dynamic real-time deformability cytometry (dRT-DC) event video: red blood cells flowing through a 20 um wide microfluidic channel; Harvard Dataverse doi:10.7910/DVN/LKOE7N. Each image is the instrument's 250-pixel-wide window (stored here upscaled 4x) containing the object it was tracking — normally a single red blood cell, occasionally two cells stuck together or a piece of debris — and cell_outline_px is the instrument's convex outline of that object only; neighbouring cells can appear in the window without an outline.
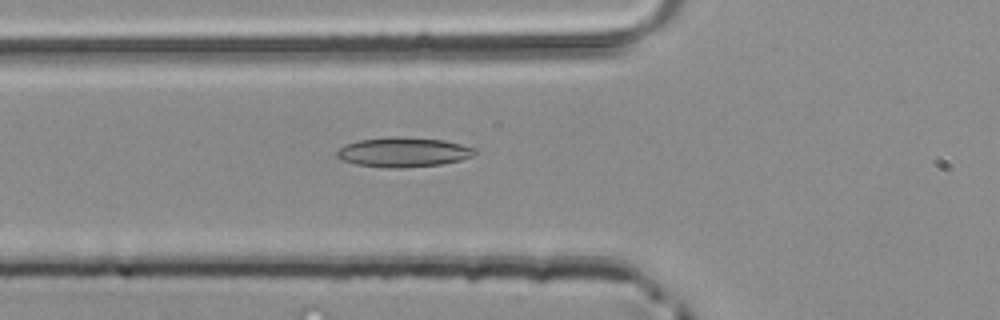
{"species": "common noctule bat (a hibernating species)", "species_latin": "Nyctalus noctula", "temperature_condition": "room temperature", "stored_images_in_passage": 36, "camera_frame_rate_fps": 3000, "um_per_image_px": 0.085, "animal": {"sex": "male", "body_mass_g": 20.4}, "frame": {"image": 1, "passage_image": 5, "time_ms": 1.333, "image_size_px": [1000, 320], "cell_outline_px": [[476, 152], [472, 156], [460, 160], [440, 164], [404, 168], [388, 168], [356, 164], [344, 160], [336, 156], [336, 152], [344, 144], [360, 140], [388, 136], [396, 136], [444, 140], [476, 148]], "centroid_in_image_um": [34.28, 12.93], "position_along_channel_um": 91.5, "area_um2": 23.81}}
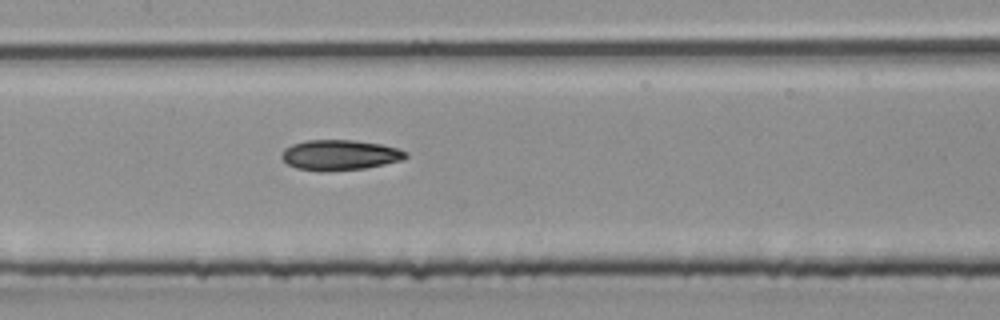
{"frame": {"image": 2, "passage_image": 11, "time_ms": 3.333, "image_size_px": [1000, 320], "cell_outline_px": [[408, 156], [404, 160], [364, 168], [320, 172], [296, 168], [288, 164], [280, 156], [284, 148], [292, 144], [308, 140], [356, 140], [380, 144], [396, 148], [408, 152]], "centroid_in_image_um": [28.88, 13.18], "position_along_channel_um": 178.5, "area_um2": 22.02}}
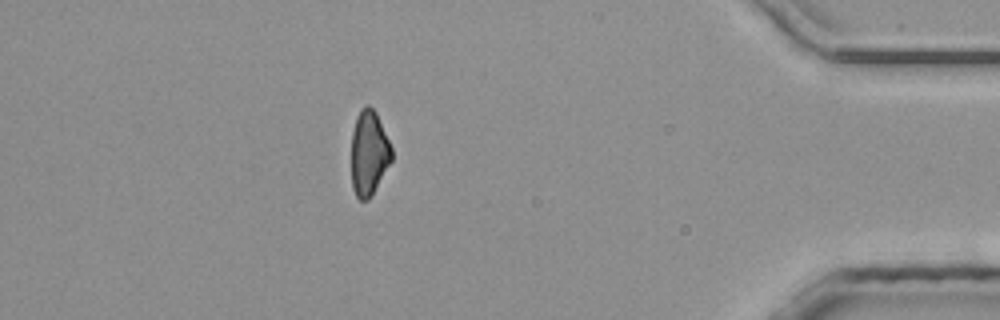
{"frame": {"image": 3, "passage_image": 30, "time_ms": 9.667, "image_size_px": [1000, 320], "cell_outline_px": [[392, 160], [372, 196], [368, 200], [360, 200], [356, 196], [352, 188], [352, 132], [356, 116], [360, 108], [364, 104], [368, 104], [376, 112], [392, 148]], "centroid_in_image_um": [31.35, 13.0], "position_along_channel_um": 403.8, "area_um2": 20.11}}